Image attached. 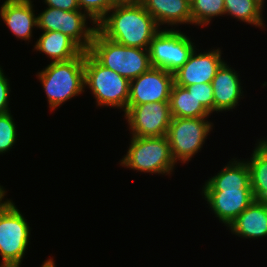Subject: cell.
<instances>
[{
    "instance_id": "6da1fadb",
    "label": "cell",
    "mask_w": 267,
    "mask_h": 267,
    "mask_svg": "<svg viewBox=\"0 0 267 267\" xmlns=\"http://www.w3.org/2000/svg\"><path fill=\"white\" fill-rule=\"evenodd\" d=\"M159 28L141 3L116 5L97 23V30L104 37L124 46L143 49L149 48Z\"/></svg>"
},
{
    "instance_id": "7a4b0ae2",
    "label": "cell",
    "mask_w": 267,
    "mask_h": 267,
    "mask_svg": "<svg viewBox=\"0 0 267 267\" xmlns=\"http://www.w3.org/2000/svg\"><path fill=\"white\" fill-rule=\"evenodd\" d=\"M84 63L85 51L69 61L51 62L37 73L51 111L85 91Z\"/></svg>"
},
{
    "instance_id": "3957f363",
    "label": "cell",
    "mask_w": 267,
    "mask_h": 267,
    "mask_svg": "<svg viewBox=\"0 0 267 267\" xmlns=\"http://www.w3.org/2000/svg\"><path fill=\"white\" fill-rule=\"evenodd\" d=\"M88 52L101 65L129 80L137 78L152 67L148 49L124 46L104 37L98 30Z\"/></svg>"
},
{
    "instance_id": "277c9868",
    "label": "cell",
    "mask_w": 267,
    "mask_h": 267,
    "mask_svg": "<svg viewBox=\"0 0 267 267\" xmlns=\"http://www.w3.org/2000/svg\"><path fill=\"white\" fill-rule=\"evenodd\" d=\"M84 86L92 91L97 106L116 107L126 112L130 80L101 65L88 51L85 52Z\"/></svg>"
},
{
    "instance_id": "5b68a950",
    "label": "cell",
    "mask_w": 267,
    "mask_h": 267,
    "mask_svg": "<svg viewBox=\"0 0 267 267\" xmlns=\"http://www.w3.org/2000/svg\"><path fill=\"white\" fill-rule=\"evenodd\" d=\"M127 154L120 165L144 173L169 175L176 164L170 150L167 136H132Z\"/></svg>"
},
{
    "instance_id": "8992f818",
    "label": "cell",
    "mask_w": 267,
    "mask_h": 267,
    "mask_svg": "<svg viewBox=\"0 0 267 267\" xmlns=\"http://www.w3.org/2000/svg\"><path fill=\"white\" fill-rule=\"evenodd\" d=\"M30 234L27 220L11 200L0 211V267H20Z\"/></svg>"
},
{
    "instance_id": "52a82bcc",
    "label": "cell",
    "mask_w": 267,
    "mask_h": 267,
    "mask_svg": "<svg viewBox=\"0 0 267 267\" xmlns=\"http://www.w3.org/2000/svg\"><path fill=\"white\" fill-rule=\"evenodd\" d=\"M212 127L213 124L207 120V117H172L166 136L173 160L176 163L177 161L186 163L191 160L203 147Z\"/></svg>"
},
{
    "instance_id": "ba28073f",
    "label": "cell",
    "mask_w": 267,
    "mask_h": 267,
    "mask_svg": "<svg viewBox=\"0 0 267 267\" xmlns=\"http://www.w3.org/2000/svg\"><path fill=\"white\" fill-rule=\"evenodd\" d=\"M195 47L185 33L162 29L152 38L148 48L151 66L174 74L188 61Z\"/></svg>"
},
{
    "instance_id": "9c48e42d",
    "label": "cell",
    "mask_w": 267,
    "mask_h": 267,
    "mask_svg": "<svg viewBox=\"0 0 267 267\" xmlns=\"http://www.w3.org/2000/svg\"><path fill=\"white\" fill-rule=\"evenodd\" d=\"M87 18L93 27H87ZM38 27L43 31H58L70 37L83 51L91 47L97 24L81 10L64 11L47 7L37 16Z\"/></svg>"
},
{
    "instance_id": "30bf717a",
    "label": "cell",
    "mask_w": 267,
    "mask_h": 267,
    "mask_svg": "<svg viewBox=\"0 0 267 267\" xmlns=\"http://www.w3.org/2000/svg\"><path fill=\"white\" fill-rule=\"evenodd\" d=\"M124 114L134 137L166 136L172 119L169 101L127 106Z\"/></svg>"
},
{
    "instance_id": "8fae6325",
    "label": "cell",
    "mask_w": 267,
    "mask_h": 267,
    "mask_svg": "<svg viewBox=\"0 0 267 267\" xmlns=\"http://www.w3.org/2000/svg\"><path fill=\"white\" fill-rule=\"evenodd\" d=\"M174 74L151 67L137 78L130 80L127 106L169 101Z\"/></svg>"
},
{
    "instance_id": "7c38bea8",
    "label": "cell",
    "mask_w": 267,
    "mask_h": 267,
    "mask_svg": "<svg viewBox=\"0 0 267 267\" xmlns=\"http://www.w3.org/2000/svg\"><path fill=\"white\" fill-rule=\"evenodd\" d=\"M202 194L227 227L254 201L252 188H202Z\"/></svg>"
},
{
    "instance_id": "4fadbf2b",
    "label": "cell",
    "mask_w": 267,
    "mask_h": 267,
    "mask_svg": "<svg viewBox=\"0 0 267 267\" xmlns=\"http://www.w3.org/2000/svg\"><path fill=\"white\" fill-rule=\"evenodd\" d=\"M196 52L194 49L188 61L174 73V84L186 87L197 83H211L217 70L224 63L219 48L205 53Z\"/></svg>"
},
{
    "instance_id": "5bb4252c",
    "label": "cell",
    "mask_w": 267,
    "mask_h": 267,
    "mask_svg": "<svg viewBox=\"0 0 267 267\" xmlns=\"http://www.w3.org/2000/svg\"><path fill=\"white\" fill-rule=\"evenodd\" d=\"M31 0H6L0 7V17L19 39L28 41L32 30L38 27L37 16Z\"/></svg>"
},
{
    "instance_id": "9a60e30c",
    "label": "cell",
    "mask_w": 267,
    "mask_h": 267,
    "mask_svg": "<svg viewBox=\"0 0 267 267\" xmlns=\"http://www.w3.org/2000/svg\"><path fill=\"white\" fill-rule=\"evenodd\" d=\"M214 97V112L235 109L243 96L238 73L224 62L211 81Z\"/></svg>"
},
{
    "instance_id": "2e32d148",
    "label": "cell",
    "mask_w": 267,
    "mask_h": 267,
    "mask_svg": "<svg viewBox=\"0 0 267 267\" xmlns=\"http://www.w3.org/2000/svg\"><path fill=\"white\" fill-rule=\"evenodd\" d=\"M234 235L258 239L267 236V202L253 201L229 226Z\"/></svg>"
},
{
    "instance_id": "e0dca14e",
    "label": "cell",
    "mask_w": 267,
    "mask_h": 267,
    "mask_svg": "<svg viewBox=\"0 0 267 267\" xmlns=\"http://www.w3.org/2000/svg\"><path fill=\"white\" fill-rule=\"evenodd\" d=\"M141 4L159 27L192 24L191 3L187 0H142Z\"/></svg>"
},
{
    "instance_id": "ac0fdd59",
    "label": "cell",
    "mask_w": 267,
    "mask_h": 267,
    "mask_svg": "<svg viewBox=\"0 0 267 267\" xmlns=\"http://www.w3.org/2000/svg\"><path fill=\"white\" fill-rule=\"evenodd\" d=\"M34 49L47 54L51 62L69 61L83 52L70 37L58 31H43Z\"/></svg>"
},
{
    "instance_id": "d6986e66",
    "label": "cell",
    "mask_w": 267,
    "mask_h": 267,
    "mask_svg": "<svg viewBox=\"0 0 267 267\" xmlns=\"http://www.w3.org/2000/svg\"><path fill=\"white\" fill-rule=\"evenodd\" d=\"M232 160L217 175L207 180L203 188H251L247 162L236 158Z\"/></svg>"
},
{
    "instance_id": "ffe728a7",
    "label": "cell",
    "mask_w": 267,
    "mask_h": 267,
    "mask_svg": "<svg viewBox=\"0 0 267 267\" xmlns=\"http://www.w3.org/2000/svg\"><path fill=\"white\" fill-rule=\"evenodd\" d=\"M252 153L247 166L250 174V184L255 201L267 202V148L259 141Z\"/></svg>"
},
{
    "instance_id": "44dd1931",
    "label": "cell",
    "mask_w": 267,
    "mask_h": 267,
    "mask_svg": "<svg viewBox=\"0 0 267 267\" xmlns=\"http://www.w3.org/2000/svg\"><path fill=\"white\" fill-rule=\"evenodd\" d=\"M169 104L172 117L204 118L210 115L192 93L176 84L172 86Z\"/></svg>"
},
{
    "instance_id": "7402d4cb",
    "label": "cell",
    "mask_w": 267,
    "mask_h": 267,
    "mask_svg": "<svg viewBox=\"0 0 267 267\" xmlns=\"http://www.w3.org/2000/svg\"><path fill=\"white\" fill-rule=\"evenodd\" d=\"M265 0H224L225 14L245 23L264 28L262 15Z\"/></svg>"
},
{
    "instance_id": "603a6c76",
    "label": "cell",
    "mask_w": 267,
    "mask_h": 267,
    "mask_svg": "<svg viewBox=\"0 0 267 267\" xmlns=\"http://www.w3.org/2000/svg\"><path fill=\"white\" fill-rule=\"evenodd\" d=\"M190 6L192 24L198 26L208 25L211 18L225 13L224 0H193Z\"/></svg>"
},
{
    "instance_id": "cb8c5ba5",
    "label": "cell",
    "mask_w": 267,
    "mask_h": 267,
    "mask_svg": "<svg viewBox=\"0 0 267 267\" xmlns=\"http://www.w3.org/2000/svg\"><path fill=\"white\" fill-rule=\"evenodd\" d=\"M16 124L10 112L0 114V154L10 151L17 139Z\"/></svg>"
},
{
    "instance_id": "d4e9b609",
    "label": "cell",
    "mask_w": 267,
    "mask_h": 267,
    "mask_svg": "<svg viewBox=\"0 0 267 267\" xmlns=\"http://www.w3.org/2000/svg\"><path fill=\"white\" fill-rule=\"evenodd\" d=\"M80 10H84L96 24L112 9V0H77Z\"/></svg>"
},
{
    "instance_id": "484cf974",
    "label": "cell",
    "mask_w": 267,
    "mask_h": 267,
    "mask_svg": "<svg viewBox=\"0 0 267 267\" xmlns=\"http://www.w3.org/2000/svg\"><path fill=\"white\" fill-rule=\"evenodd\" d=\"M211 114L214 112V97L211 83H197L185 87Z\"/></svg>"
},
{
    "instance_id": "4316f807",
    "label": "cell",
    "mask_w": 267,
    "mask_h": 267,
    "mask_svg": "<svg viewBox=\"0 0 267 267\" xmlns=\"http://www.w3.org/2000/svg\"><path fill=\"white\" fill-rule=\"evenodd\" d=\"M9 79L5 77L3 73V69L0 67V114H5L9 111V92H10V84Z\"/></svg>"
},
{
    "instance_id": "83f0119b",
    "label": "cell",
    "mask_w": 267,
    "mask_h": 267,
    "mask_svg": "<svg viewBox=\"0 0 267 267\" xmlns=\"http://www.w3.org/2000/svg\"><path fill=\"white\" fill-rule=\"evenodd\" d=\"M48 7L64 11L80 10L77 0H44Z\"/></svg>"
},
{
    "instance_id": "f1b7e54d",
    "label": "cell",
    "mask_w": 267,
    "mask_h": 267,
    "mask_svg": "<svg viewBox=\"0 0 267 267\" xmlns=\"http://www.w3.org/2000/svg\"><path fill=\"white\" fill-rule=\"evenodd\" d=\"M141 2L142 0H112V8L116 5H136Z\"/></svg>"
},
{
    "instance_id": "f546056e",
    "label": "cell",
    "mask_w": 267,
    "mask_h": 267,
    "mask_svg": "<svg viewBox=\"0 0 267 267\" xmlns=\"http://www.w3.org/2000/svg\"><path fill=\"white\" fill-rule=\"evenodd\" d=\"M5 195L6 191L0 186V211L11 201V199L3 201Z\"/></svg>"
},
{
    "instance_id": "4dcf8cb0",
    "label": "cell",
    "mask_w": 267,
    "mask_h": 267,
    "mask_svg": "<svg viewBox=\"0 0 267 267\" xmlns=\"http://www.w3.org/2000/svg\"><path fill=\"white\" fill-rule=\"evenodd\" d=\"M41 267H55V263H54L53 259L49 258L48 260L43 262Z\"/></svg>"
},
{
    "instance_id": "1f68e13d",
    "label": "cell",
    "mask_w": 267,
    "mask_h": 267,
    "mask_svg": "<svg viewBox=\"0 0 267 267\" xmlns=\"http://www.w3.org/2000/svg\"><path fill=\"white\" fill-rule=\"evenodd\" d=\"M259 142H260L264 147L267 148V139H266V140L261 139Z\"/></svg>"
}]
</instances>
